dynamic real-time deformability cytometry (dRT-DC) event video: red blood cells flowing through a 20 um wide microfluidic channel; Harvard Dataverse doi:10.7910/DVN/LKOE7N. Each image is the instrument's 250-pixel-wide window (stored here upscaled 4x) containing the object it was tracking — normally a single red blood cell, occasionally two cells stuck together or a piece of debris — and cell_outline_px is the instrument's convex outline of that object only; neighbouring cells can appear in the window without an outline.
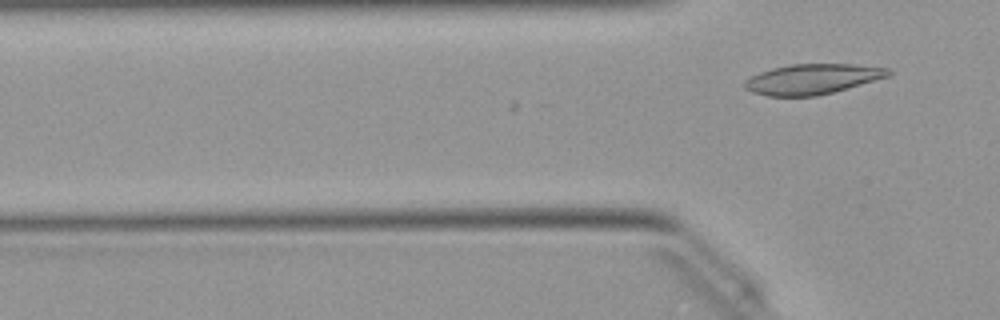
{"species": "Egyptian fruit bat (a non-hibernating species)", "species_latin": "Rousettus aegyptiacus", "temperature_condition": "warm", "stored_images_in_passage": 3, "camera_frame_rate_fps": 3000, "um_per_image_px": 0.085, "animal": {"sex": "female"}, "frame": {"image": 1, "passage_image": 3, "time_ms": 0.667, "image_size_px": [1000, 320], "cell_outline_px": [[892, 72], [888, 76], [848, 88], [816, 96], [768, 96], [752, 92], [744, 88], [744, 80], [760, 72], [772, 68], [792, 64], [852, 64], [892, 68]], "centroid_in_image_um": [69.05, 6.72], "position_along_channel_um": 56.7, "area_um2": 25.26}}